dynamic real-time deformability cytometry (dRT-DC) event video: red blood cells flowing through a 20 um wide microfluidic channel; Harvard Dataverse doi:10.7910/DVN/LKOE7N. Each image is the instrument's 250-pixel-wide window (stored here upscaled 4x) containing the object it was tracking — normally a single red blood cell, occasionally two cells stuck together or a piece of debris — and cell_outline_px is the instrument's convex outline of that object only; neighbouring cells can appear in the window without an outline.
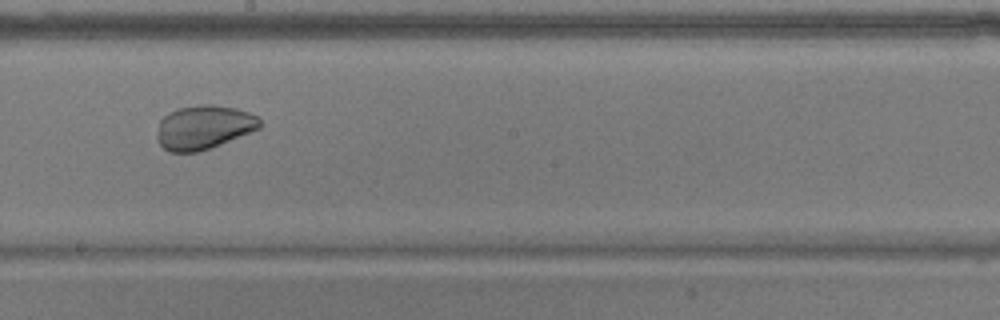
{"species": "common noctule bat (a hibernating species)", "species_latin": "Nyctalus noctula", "temperature_condition": "warm", "stored_images_in_passage": 43, "camera_frame_rate_fps": 3000, "um_per_image_px": 0.085, "animal": {"sex": "male", "body_mass_g": 17.9}, "frame": {"image": 1, "passage_image": 19, "time_ms": 6.0, "image_size_px": [1000, 320], "cell_outline_px": [[260, 128], [208, 148], [196, 152], [168, 152], [156, 140], [156, 136], [160, 120], [168, 112], [176, 108], [200, 104], [212, 104], [236, 108], [248, 112], [256, 116], [260, 120]], "centroid_in_image_um": [17.26, 10.8], "position_along_channel_um": 230.9, "area_um2": 26.18}}